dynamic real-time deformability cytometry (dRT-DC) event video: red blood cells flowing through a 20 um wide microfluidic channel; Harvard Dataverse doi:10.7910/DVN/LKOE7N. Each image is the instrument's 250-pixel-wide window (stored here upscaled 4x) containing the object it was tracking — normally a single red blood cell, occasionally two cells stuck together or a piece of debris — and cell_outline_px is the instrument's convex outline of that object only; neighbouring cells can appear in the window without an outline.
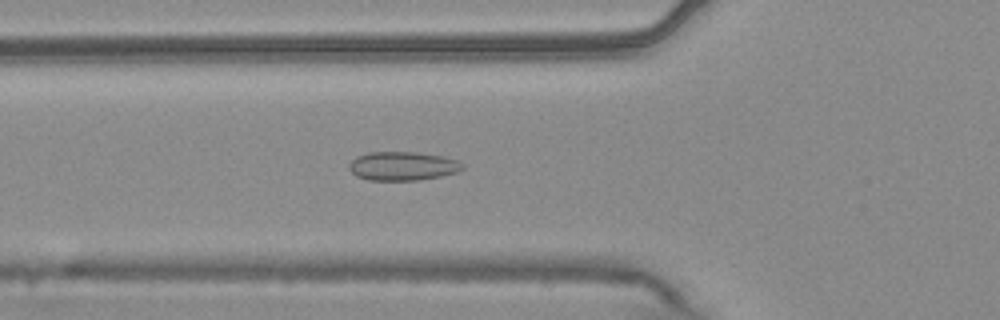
{"species": "common noctule bat (a hibernating species)", "species_latin": "Nyctalus noctula", "temperature_condition": "warm", "stored_images_in_passage": 56, "camera_frame_rate_fps": 3000, "um_per_image_px": 0.085, "animal": {"sex": "male", "body_mass_g": 20.4}, "frame": {"image": 1, "passage_image": 20, "time_ms": 6.333, "image_size_px": [1000, 320], "cell_outline_px": [[464, 168], [456, 172], [440, 176], [420, 180], [368, 180], [356, 176], [348, 168], [348, 164], [356, 156], [368, 152], [412, 152], [440, 156], [456, 160], [464, 164]], "centroid_in_image_um": [34.18, 14.12], "position_along_channel_um": 91.6, "area_um2": 18.96}}
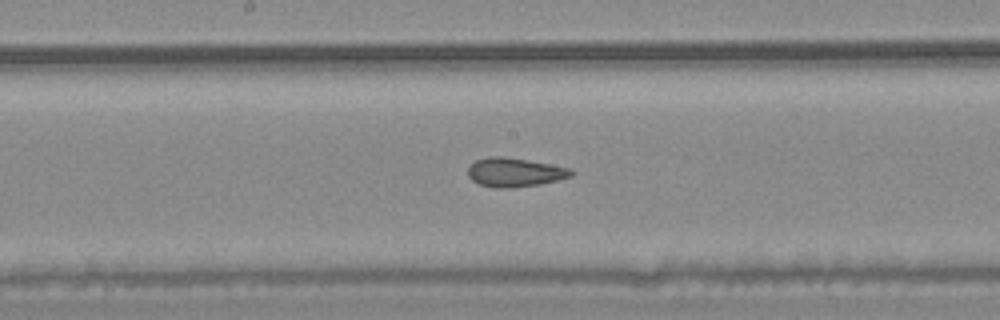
{"frame": {"image": 2, "passage_image": 29, "time_ms": 9.333, "image_size_px": [1000, 320], "cell_outline_px": [[576, 172], [572, 176], [540, 184], [512, 188], [496, 188], [480, 184], [472, 180], [468, 176], [468, 168], [476, 160], [488, 156], [500, 156], [528, 160], [572, 168]], "centroid_in_image_um": [43.77, 14.64], "position_along_channel_um": 204.4, "area_um2": 17.46}}
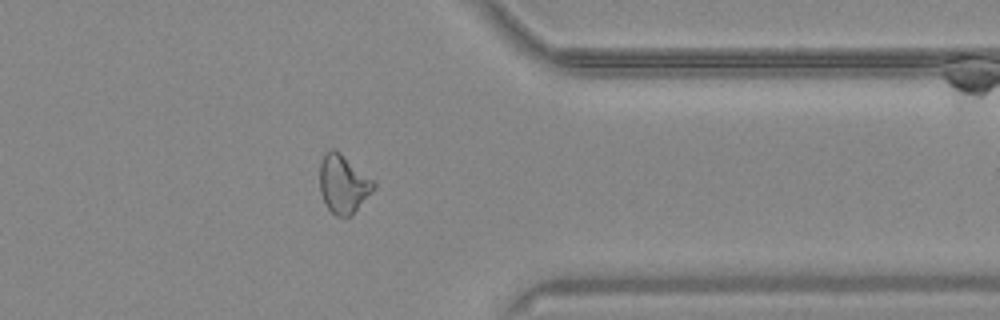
{"frame": {"image": 3, "passage_image": 44, "time_ms": 14.333, "image_size_px": [1000, 320], "cell_outline_px": [[376, 184], [352, 216], [336, 216], [328, 208], [320, 192], [320, 160], [324, 152], [328, 148], [336, 148], [372, 180]], "centroid_in_image_um": [29.13, 15.6], "position_along_channel_um": 382.3, "area_um2": 18.15}, "authors_computed_cell_mechanics": {"area_um2": 19.0451, "velocity_mm_per_s": 3.7426, "shape_relaxation_time_tau1_ms": null, "shape_relaxation_time_tau2_ms": 3.4129, "deformation_change_tau1": null, "deformation_change_tau2": 0.0899}}